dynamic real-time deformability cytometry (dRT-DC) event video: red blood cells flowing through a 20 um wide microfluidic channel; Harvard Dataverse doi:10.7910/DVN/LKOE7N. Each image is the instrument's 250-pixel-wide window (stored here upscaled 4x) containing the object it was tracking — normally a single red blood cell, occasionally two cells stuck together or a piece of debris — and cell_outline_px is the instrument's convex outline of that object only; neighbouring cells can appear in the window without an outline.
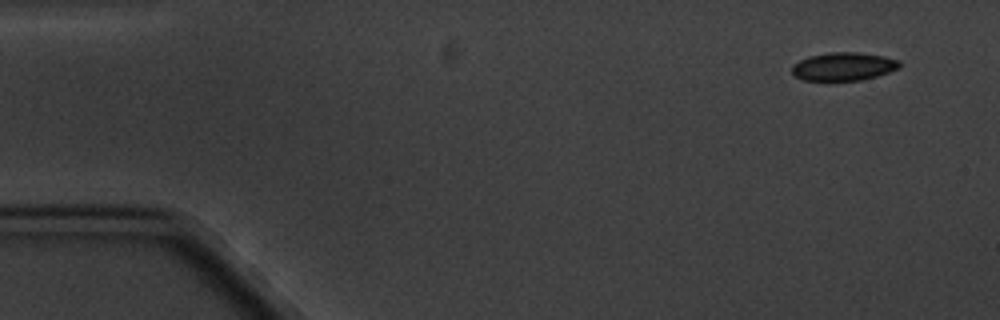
{"species": "common noctule bat (a hibernating species)", "species_latin": "Nyctalus noctula", "temperature_condition": "cold", "stored_images_in_passage": 6, "camera_frame_rate_fps": 3000, "um_per_image_px": 0.085, "animal": {"sex": "male", "body_mass_g": 20.1, "forearm_length_mm": 53.5}, "frame": {"image": 1, "passage_image": 1, "time_ms": 0.0, "image_size_px": [1000, 320], "cell_outline_px": [[900, 68], [876, 76], [860, 80], [832, 84], [804, 80], [796, 76], [792, 72], [792, 64], [808, 56], [828, 52], [860, 52], [884, 56], [900, 60]], "centroid_in_image_um": [71.66, 5.69], "position_along_channel_um": 13.3, "area_um2": 18.5}}
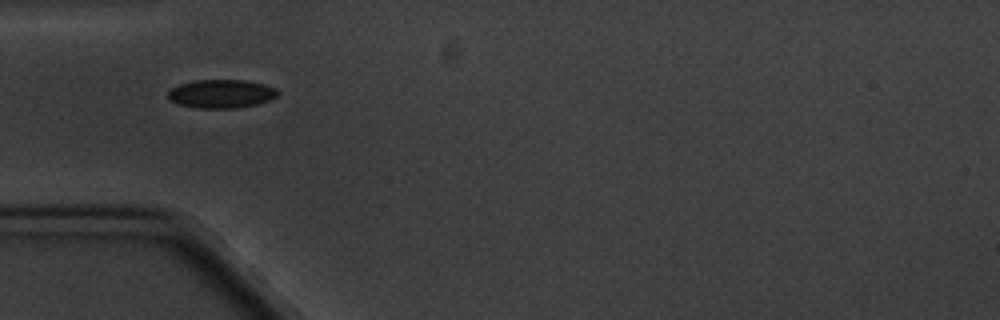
{"frame": {"image": 2, "passage_image": 5, "time_ms": 4.667, "image_size_px": [1000, 320], "cell_outline_px": [[280, 96], [256, 104], [236, 108], [200, 108], [176, 104], [168, 100], [168, 92], [172, 88], [180, 84], [196, 80], [244, 80], [264, 84], [276, 88], [280, 92]], "centroid_in_image_um": [18.82, 7.97], "position_along_channel_um": 66.2, "area_um2": 18.32}}